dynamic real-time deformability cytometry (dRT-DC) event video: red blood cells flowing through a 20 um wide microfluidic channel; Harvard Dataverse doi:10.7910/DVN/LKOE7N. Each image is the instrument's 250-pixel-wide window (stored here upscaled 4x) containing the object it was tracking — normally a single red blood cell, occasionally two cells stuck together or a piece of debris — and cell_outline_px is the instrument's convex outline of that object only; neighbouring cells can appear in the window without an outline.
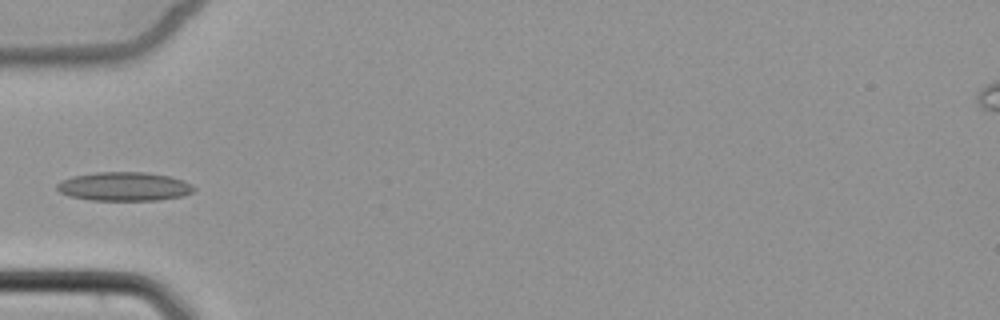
{"species": "common noctule bat (a hibernating species)", "species_latin": "Nyctalus noctula", "temperature_condition": "cold", "stored_images_in_passage": 7, "camera_frame_rate_fps": 3000, "um_per_image_px": 0.085, "animal": {"sex": "female", "body_mass_g": 22.7, "forearm_length_mm": 54.2}, "frame": {"image": 1, "passage_image": 6, "time_ms": 6.333, "image_size_px": [1000, 320], "cell_outline_px": [[196, 188], [192, 192], [184, 196], [160, 200], [92, 200], [68, 196], [60, 192], [56, 188], [56, 184], [60, 180], [72, 176], [96, 172], [144, 172], [168, 176], [184, 180], [192, 184]], "centroid_in_image_um": [10.55, 15.85], "position_along_channel_um": 74.4, "area_um2": 23.18}}
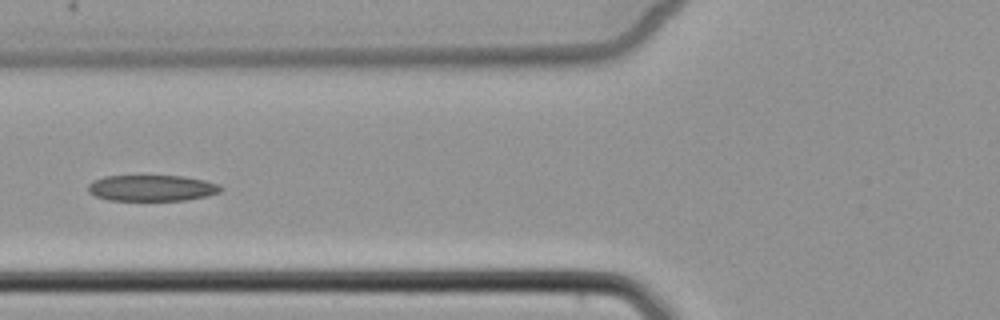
{"frame": {"image": 2, "passage_image": 7, "time_ms": 7.333, "image_size_px": [1000, 320], "cell_outline_px": [[224, 188], [220, 192], [208, 196], [184, 200], [108, 200], [96, 196], [88, 192], [88, 184], [92, 180], [104, 176], [184, 176], [204, 180], [220, 184]], "centroid_in_image_um": [12.92, 15.98], "position_along_channel_um": 112.9, "area_um2": 20.29}}